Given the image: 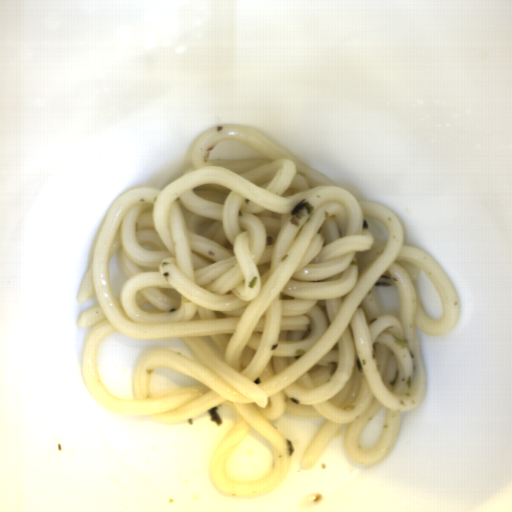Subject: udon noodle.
<instances>
[{"label": "udon noodle", "mask_w": 512, "mask_h": 512, "mask_svg": "<svg viewBox=\"0 0 512 512\" xmlns=\"http://www.w3.org/2000/svg\"><path fill=\"white\" fill-rule=\"evenodd\" d=\"M243 140L271 159L209 160L221 140ZM314 205L294 227L290 210ZM386 225L375 240L366 219ZM118 260L119 296L108 281ZM425 272L444 306L425 312L415 282ZM382 275L400 294L399 317L381 314L373 287ZM90 328L84 381L107 411L179 424L226 407L235 421L209 462L210 481L235 498H261L282 485L291 455L270 421L324 417L301 458L316 465L344 427V448L358 465L392 452L405 411L426 394L428 372L417 329L448 335L460 319L454 283L439 261L406 245L394 210L357 199L275 141L239 124L208 127L191 162L164 190L134 187L114 200L101 225L77 300ZM114 331L131 338L182 337L201 364L164 347L136 364L135 398L112 394L95 356ZM171 366L204 386L150 394L152 370ZM272 451L265 479L235 480L225 467L248 429Z\"/></svg>", "instance_id": "udon-noodle-1"}]
</instances>
